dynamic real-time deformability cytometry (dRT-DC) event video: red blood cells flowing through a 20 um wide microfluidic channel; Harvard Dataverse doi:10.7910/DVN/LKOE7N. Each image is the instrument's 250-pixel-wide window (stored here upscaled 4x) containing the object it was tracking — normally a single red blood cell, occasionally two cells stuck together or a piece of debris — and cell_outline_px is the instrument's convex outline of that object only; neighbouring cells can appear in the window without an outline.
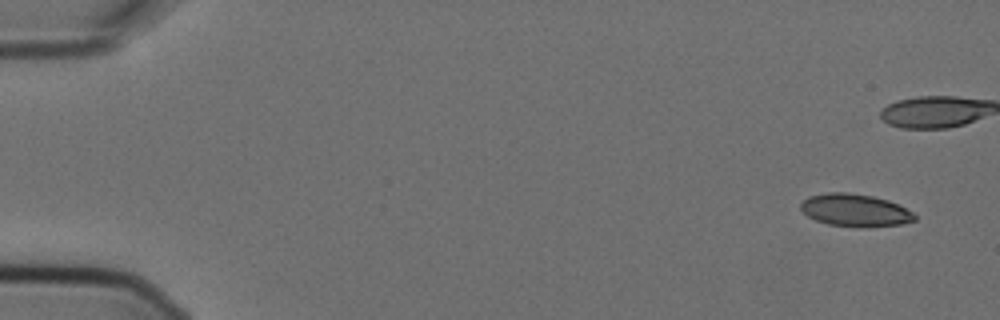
{"species": "Egyptian fruit bat (a non-hibernating species)", "species_latin": "Rousettus aegyptiacus", "temperature_condition": "cold", "stored_images_in_passage": 5, "camera_frame_rate_fps": 3000, "um_per_image_px": 0.085, "animal": {"sex": "female"}, "frame": {"image": 1, "passage_image": 1, "time_ms": 0.0, "image_size_px": [1000, 320], "cell_outline_px": [[916, 220], [900, 224], [828, 224], [816, 220], [808, 216], [800, 208], [800, 204], [808, 196], [828, 192], [844, 192], [872, 196], [888, 200], [912, 212], [916, 216]], "centroid_in_image_um": [72.62, 17.81], "position_along_channel_um": 12.4, "area_um2": 20.46}}
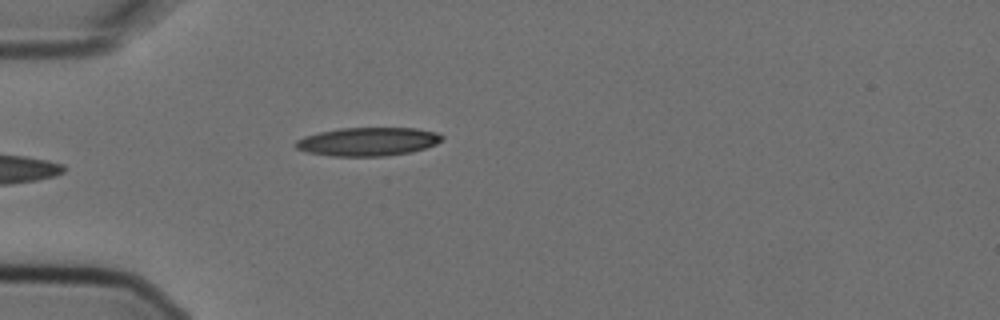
{"frame": {"image": 2, "passage_image": 5, "time_ms": 1.333, "image_size_px": [1000, 320], "cell_outline_px": [[444, 136], [436, 144], [412, 152], [384, 156], [332, 156], [308, 152], [296, 148], [292, 144], [296, 140], [304, 136], [320, 132], [340, 128], [416, 128], [436, 132]], "centroid_in_image_um": [31.25, 12.04], "position_along_channel_um": 53.8, "area_um2": 24.28}}